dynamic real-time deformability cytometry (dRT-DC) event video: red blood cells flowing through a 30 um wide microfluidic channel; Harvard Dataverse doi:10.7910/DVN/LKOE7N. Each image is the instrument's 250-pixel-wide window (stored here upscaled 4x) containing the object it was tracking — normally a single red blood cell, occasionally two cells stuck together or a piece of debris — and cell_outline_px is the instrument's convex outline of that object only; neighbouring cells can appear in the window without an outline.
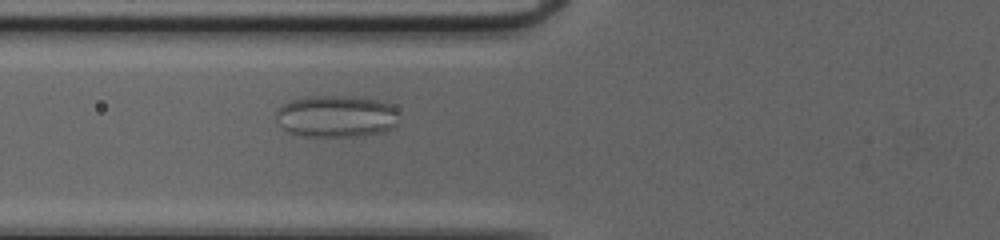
{"species": "common noctule bat (a hibernating species)", "species_latin": "Nyctalus noctula", "temperature_condition": "cold", "stored_images_in_passage": 45, "camera_frame_rate_fps": 3000, "um_per_image_px": 0.085, "animal": {"sex": "female", "body_mass_g": 20.0, "forearm_length_mm": 54.0}, "frame": {"image": 1, "passage_image": 13, "time_ms": 4.0, "image_size_px": [1000, 240], "cell_outline_px": [[400, 116], [396, 124], [392, 128], [384, 132], [364, 136], [304, 136], [288, 132], [276, 120], [276, 112], [284, 104], [292, 100], [308, 96], [356, 96], [376, 100], [388, 104], [396, 108]], "centroid_in_image_um": [28.63, 9.89], "position_along_channel_um": 97.2, "area_um2": 30.23}}
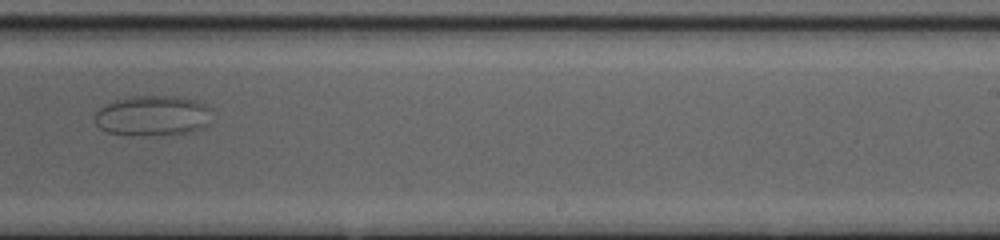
{"frame": {"image": 2, "passage_image": 27, "time_ms": 8.667, "image_size_px": [1000, 240], "cell_outline_px": [[212, 108], [204, 128], [192, 132], [160, 136], [140, 136], [108, 132], [100, 128], [96, 124], [96, 112], [100, 108], [116, 100], [132, 96], [172, 96], [196, 100], [208, 104]], "centroid_in_image_um": [13.02, 9.85], "position_along_channel_um": 276.0, "area_um2": 27.69}}
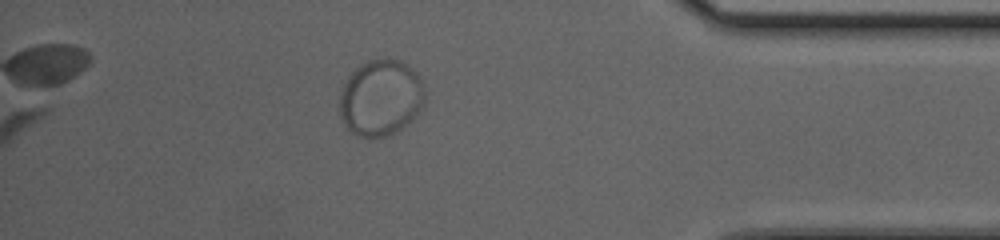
{"frame": {"image": 3, "passage_image": 39, "time_ms": 12.667, "image_size_px": [1000, 240], "cell_outline_px": [[424, 104], [420, 112], [412, 120], [396, 132], [388, 136], [356, 136], [348, 128], [340, 116], [340, 96], [344, 84], [348, 76], [360, 64], [368, 60], [400, 60], [408, 64], [416, 72], [424, 84]], "centroid_in_image_um": [32.39, 8.31], "position_along_channel_um": 402.8, "area_um2": 37.8}}